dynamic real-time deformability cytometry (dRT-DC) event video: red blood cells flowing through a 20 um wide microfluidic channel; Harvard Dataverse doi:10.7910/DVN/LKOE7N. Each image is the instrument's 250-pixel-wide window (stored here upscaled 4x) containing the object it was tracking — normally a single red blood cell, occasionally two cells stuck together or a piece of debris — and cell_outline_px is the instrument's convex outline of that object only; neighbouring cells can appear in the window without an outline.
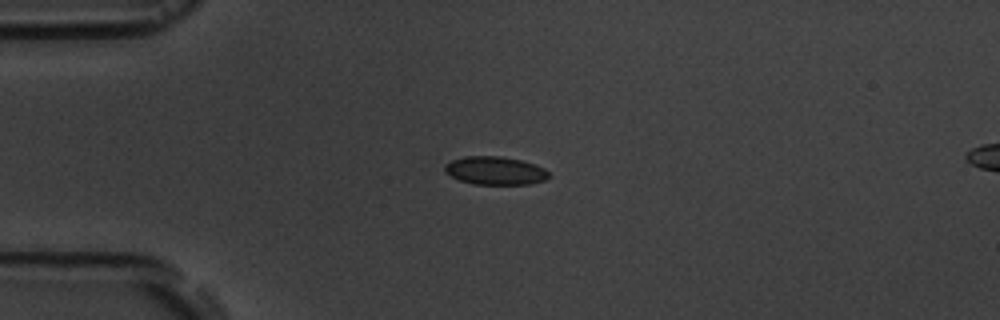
{"species": "common noctule bat (a hibernating species)", "species_latin": "Nyctalus noctula", "temperature_condition": "room temperature", "stored_images_in_passage": 2, "camera_frame_rate_fps": 3000, "um_per_image_px": 0.085, "animal": {"sex": "male", "body_mass_g": 19.5, "forearm_length_mm": 54.6}, "frame": {"image": 1, "passage_image": 1, "time_ms": 0.0, "image_size_px": [1000, 320], "cell_outline_px": [[552, 176], [544, 180], [528, 184], [472, 184], [460, 180], [444, 172], [444, 164], [452, 160], [464, 156], [500, 156], [520, 160], [536, 164], [544, 168]], "centroid_in_image_um": [42.09, 14.5], "position_along_channel_um": 42.9, "area_um2": 17.17}}